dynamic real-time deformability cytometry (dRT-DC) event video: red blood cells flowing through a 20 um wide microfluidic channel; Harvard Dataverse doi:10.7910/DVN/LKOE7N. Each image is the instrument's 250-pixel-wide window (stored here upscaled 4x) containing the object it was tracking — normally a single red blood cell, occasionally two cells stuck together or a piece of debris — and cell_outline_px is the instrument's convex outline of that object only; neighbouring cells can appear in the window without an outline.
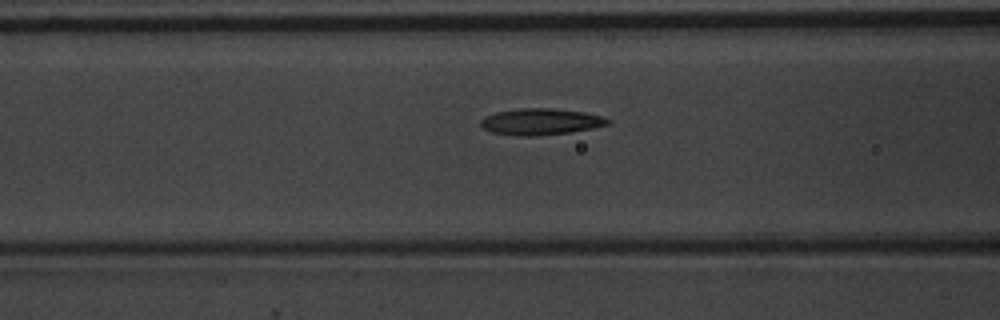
{"species": "common noctule bat (a hibernating species)", "species_latin": "Nyctalus noctula", "temperature_condition": "warm", "stored_images_in_passage": 37, "camera_frame_rate_fps": 3000, "um_per_image_px": 0.085, "animal": {"sex": "male", "body_mass_g": 20.1, "forearm_length_mm": 53.5}, "frame": {"image": 1, "passage_image": 7, "time_ms": 2.0, "image_size_px": [1000, 320], "cell_outline_px": [[612, 124], [572, 132], [536, 136], [520, 136], [492, 132], [484, 128], [480, 124], [480, 120], [484, 116], [496, 112], [520, 108], [552, 108], [584, 112], [604, 116], [612, 120]], "centroid_in_image_um": [46.01, 10.34], "position_along_channel_um": 120.6, "area_um2": 19.77}}
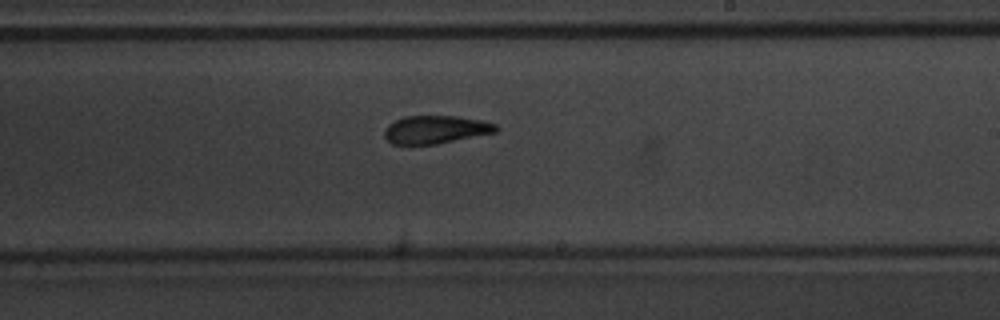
{"frame": {"image": 2, "passage_image": 17, "time_ms": 5.333, "image_size_px": [1000, 320], "cell_outline_px": [[496, 132], [436, 144], [392, 144], [384, 136], [384, 128], [388, 124], [404, 116], [456, 116], [480, 120], [496, 124]], "centroid_in_image_um": [36.98, 11.01], "position_along_channel_um": 252.0, "area_um2": 18.03}}
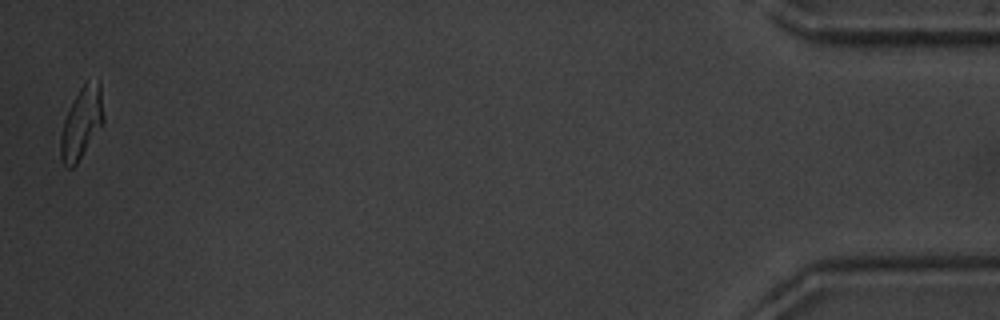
{"frame": {"image": 3, "passage_image": 37, "time_ms": 12.0, "image_size_px": [1000, 320], "cell_outline_px": [[104, 120], [76, 164], [72, 168], [68, 168], [60, 160], [60, 136], [64, 120], [80, 88], [88, 80], [100, 80], [104, 116]], "centroid_in_image_um": [6.93, 10.44], "position_along_channel_um": 428.3, "area_um2": 17.51}, "authors_computed_cell_mechanics": {"area_um2": 18.8428, "velocity_mm_per_s": 3.9416, "shape_relaxation_time_tau1_ms": 4.1067, "shape_relaxation_time_tau2_ms": 3.5537, "deformation_change_tau1": 0.1588, "deformation_change_tau2": 0.0949}}